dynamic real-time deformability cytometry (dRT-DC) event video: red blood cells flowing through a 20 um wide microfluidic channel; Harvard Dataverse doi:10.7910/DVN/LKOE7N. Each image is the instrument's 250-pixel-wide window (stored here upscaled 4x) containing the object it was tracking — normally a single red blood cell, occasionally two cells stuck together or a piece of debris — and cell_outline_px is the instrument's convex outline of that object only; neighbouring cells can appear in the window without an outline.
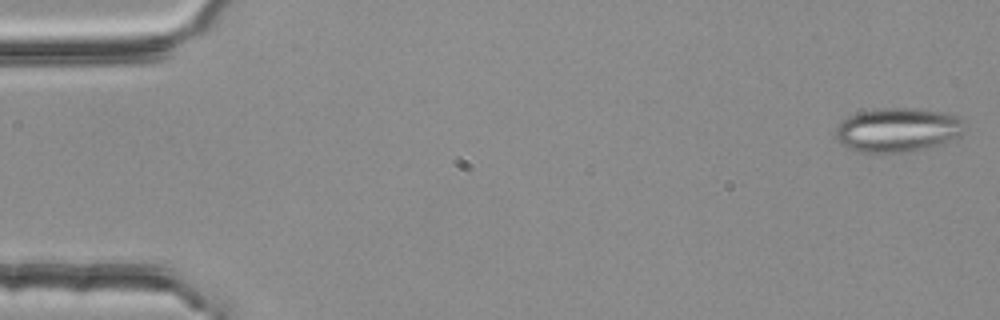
{"species": "common noctule bat (a hibernating species)", "species_latin": "Nyctalus noctula", "temperature_condition": "room temperature", "stored_images_in_passage": 4, "camera_frame_rate_fps": 3000, "um_per_image_px": 0.085, "animal": {"sex": "female", "body_mass_g": 25.1}, "frame": {"image": 1, "passage_image": 1, "time_ms": 0.0, "image_size_px": [1000, 320], "cell_outline_px": [[968, 132], [944, 144], [904, 152], [860, 152], [848, 148], [840, 144], [836, 140], [836, 128], [848, 116], [860, 112], [880, 108], [916, 108], [940, 112], [956, 116], [960, 120]], "centroid_in_image_um": [76.32, 11.05], "position_along_channel_um": 8.7, "area_um2": 33.18}}